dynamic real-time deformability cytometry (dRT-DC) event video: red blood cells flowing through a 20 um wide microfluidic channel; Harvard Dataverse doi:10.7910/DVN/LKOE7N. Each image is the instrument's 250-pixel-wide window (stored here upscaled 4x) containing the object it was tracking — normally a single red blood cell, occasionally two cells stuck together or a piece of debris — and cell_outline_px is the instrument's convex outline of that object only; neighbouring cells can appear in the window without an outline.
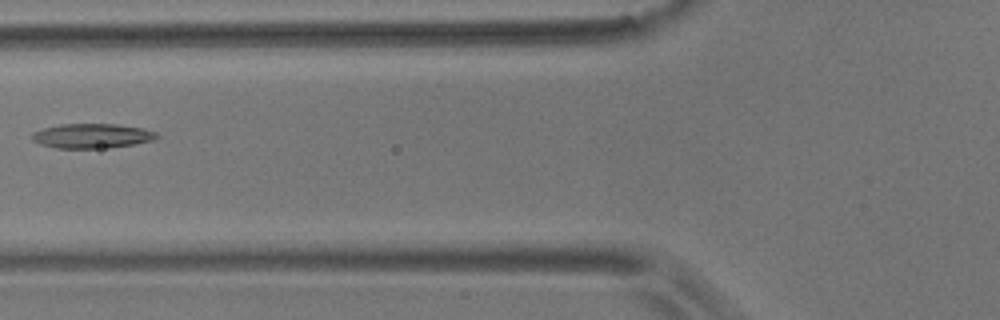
{"species": "common noctule bat (a hibernating species)", "species_latin": "Nyctalus noctula", "temperature_condition": "room temperature", "stored_images_in_passage": 6, "camera_frame_rate_fps": 3000, "um_per_image_px": 0.085, "animal": {"sex": "male", "body_mass_g": 17.9}, "frame": {"image": 1, "passage_image": 6, "time_ms": 6.0, "image_size_px": [1000, 320], "cell_outline_px": [[160, 136], [156, 140], [136, 144], [100, 148], [56, 148], [40, 144], [32, 140], [32, 132], [44, 128], [60, 124], [116, 124], [144, 128], [156, 132]], "centroid_in_image_um": [7.85, 11.55], "position_along_channel_um": 117.9, "area_um2": 17.98}}